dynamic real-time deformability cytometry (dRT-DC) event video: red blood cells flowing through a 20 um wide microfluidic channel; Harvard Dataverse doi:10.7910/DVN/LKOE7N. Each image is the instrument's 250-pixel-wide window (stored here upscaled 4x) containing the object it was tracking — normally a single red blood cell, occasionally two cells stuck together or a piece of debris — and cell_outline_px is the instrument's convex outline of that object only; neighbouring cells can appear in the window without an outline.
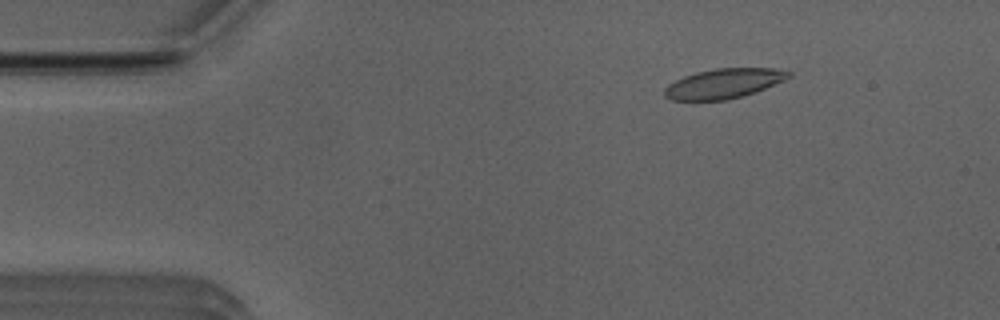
{"species": "Egyptian fruit bat (a non-hibernating species)", "species_latin": "Rousettus aegyptiacus", "temperature_condition": "room temperature", "stored_images_in_passage": 11, "camera_frame_rate_fps": 3000, "um_per_image_px": 0.085, "animal": {"sex": "male"}, "frame": {"image": 1, "passage_image": 4, "time_ms": 1.0, "image_size_px": [1000, 320], "cell_outline_px": [[792, 76], [784, 80], [756, 92], [728, 100], [672, 100], [664, 96], [664, 88], [668, 84], [684, 76], [696, 72], [716, 68], [772, 68], [792, 72]], "centroid_in_image_um": [61.52, 7.1], "position_along_channel_um": 23.5, "area_um2": 21.56}}